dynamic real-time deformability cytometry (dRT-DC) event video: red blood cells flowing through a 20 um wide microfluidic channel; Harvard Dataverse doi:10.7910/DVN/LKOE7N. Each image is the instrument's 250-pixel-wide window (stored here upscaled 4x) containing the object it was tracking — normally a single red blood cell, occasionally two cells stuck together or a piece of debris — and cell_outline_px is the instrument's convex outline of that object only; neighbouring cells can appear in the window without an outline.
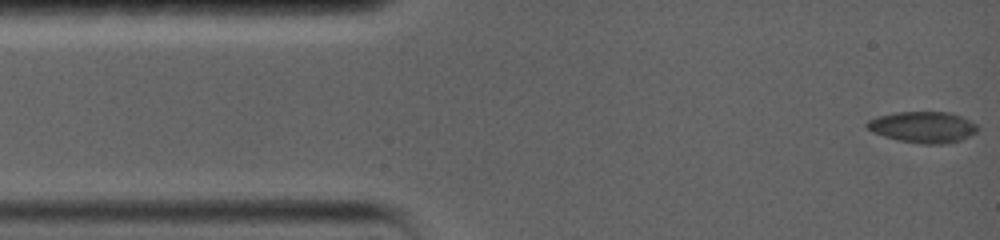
{"species": "common noctule bat (a hibernating species)", "species_latin": "Nyctalus noctula", "temperature_condition": "warm", "stored_images_in_passage": 52, "segment_of_instrument_passage": [1, 2], "camera_frame_rate_fps": 5000, "um_per_image_px": 0.085, "animal": {"sex": "female", "body_mass_g": 19.0, "forearm_length_mm": 56.7}, "frame": {"image": 1, "passage_image": 1, "time_ms": 0.0, "image_size_px": [1000, 240], "cell_outline_px": [[976, 132], [960, 140], [948, 144], [924, 144], [900, 140], [884, 136], [872, 132], [864, 124], [868, 120], [876, 116], [896, 112], [948, 112], [960, 116], [976, 124]], "centroid_in_image_um": [78.41, 10.8], "position_along_channel_um": 6.6, "area_um2": 19.94}}
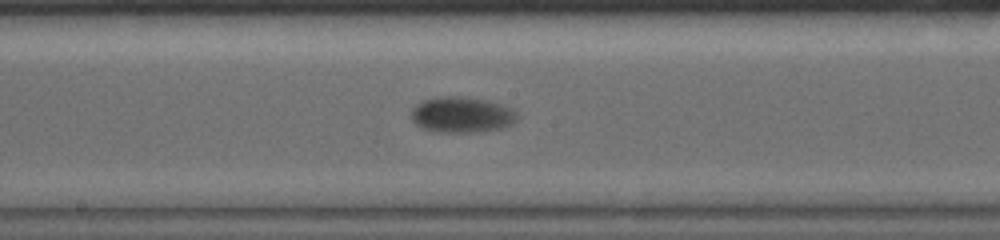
{"frame": {"image": 2, "passage_image": 16, "time_ms": 8.2, "image_size_px": [1000, 240], "cell_outline_px": [[516, 120], [512, 124], [500, 128], [472, 132], [436, 132], [420, 128], [412, 120], [412, 108], [416, 104], [424, 100], [440, 96], [464, 96], [488, 100], [512, 108], [516, 112]], "centroid_in_image_um": [39.22, 9.74], "position_along_channel_um": 209.0, "area_um2": 22.14}}
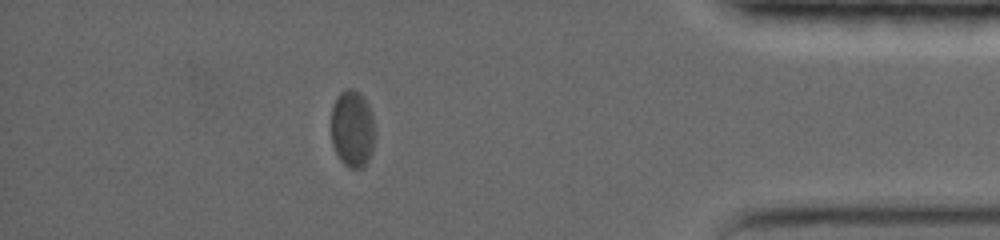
{"frame": {"image": 3, "passage_image": 37, "time_ms": 15.0, "image_size_px": [1000, 240], "cell_outline_px": [[376, 132], [372, 152], [368, 160], [360, 168], [352, 168], [344, 164], [340, 160], [332, 144], [332, 108], [336, 96], [344, 88], [352, 88], [360, 92], [364, 96], [372, 112]], "centroid_in_image_um": [29.98, 10.9], "position_along_channel_um": 405.2, "area_um2": 20.06}}